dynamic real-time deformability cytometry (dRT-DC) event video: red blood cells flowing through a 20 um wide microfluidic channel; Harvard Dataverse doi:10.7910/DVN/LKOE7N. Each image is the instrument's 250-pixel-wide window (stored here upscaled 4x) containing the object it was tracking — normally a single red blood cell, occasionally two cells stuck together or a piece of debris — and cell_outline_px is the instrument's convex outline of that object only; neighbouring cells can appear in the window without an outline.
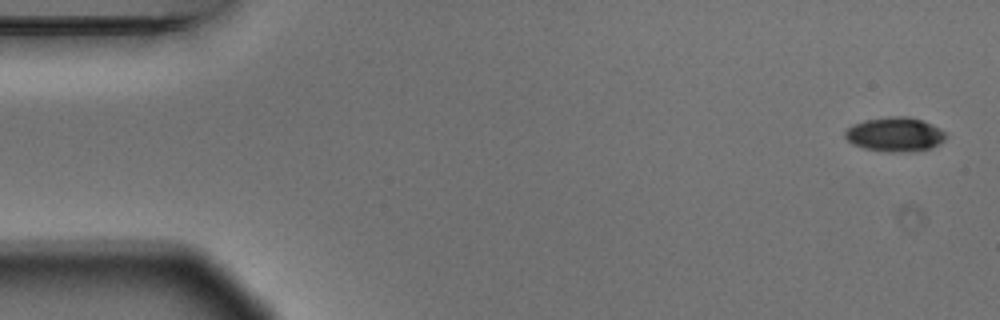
{"species": "Egyptian fruit bat (a non-hibernating species)", "species_latin": "Rousettus aegyptiacus", "temperature_condition": "warm", "stored_images_in_passage": 5, "camera_frame_rate_fps": 3000, "um_per_image_px": 0.085, "animal": {"sex": "male"}, "frame": {"image": 1, "passage_image": 1, "time_ms": 0.0, "image_size_px": [1000, 320], "cell_outline_px": [[948, 136], [944, 140], [928, 148], [912, 152], [888, 152], [864, 148], [852, 144], [844, 136], [844, 132], [852, 124], [864, 120], [888, 116], [908, 116], [932, 124], [940, 128]], "centroid_in_image_um": [76.04, 11.42], "position_along_channel_um": 9.0, "area_um2": 20.17}}
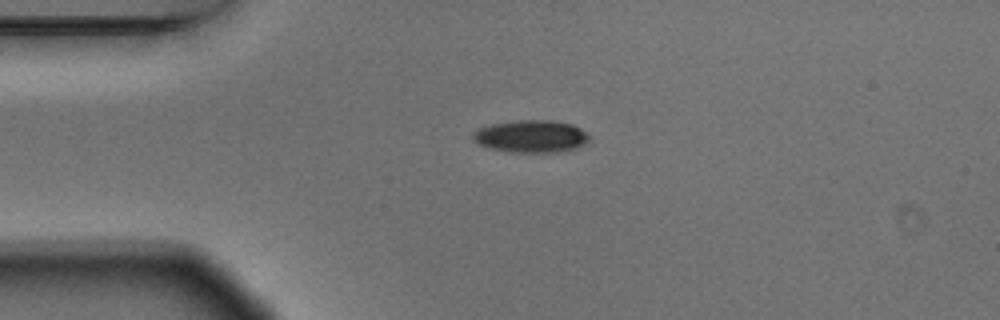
{"frame": {"image": 2, "passage_image": 4, "time_ms": 1.0, "image_size_px": [1000, 320], "cell_outline_px": [[588, 140], [584, 144], [576, 148], [564, 152], [512, 152], [492, 148], [480, 144], [472, 140], [472, 132], [480, 128], [492, 124], [516, 120], [552, 120], [572, 124], [588, 132]], "centroid_in_image_um": [45.17, 11.58], "position_along_channel_um": 39.8, "area_um2": 21.96}}
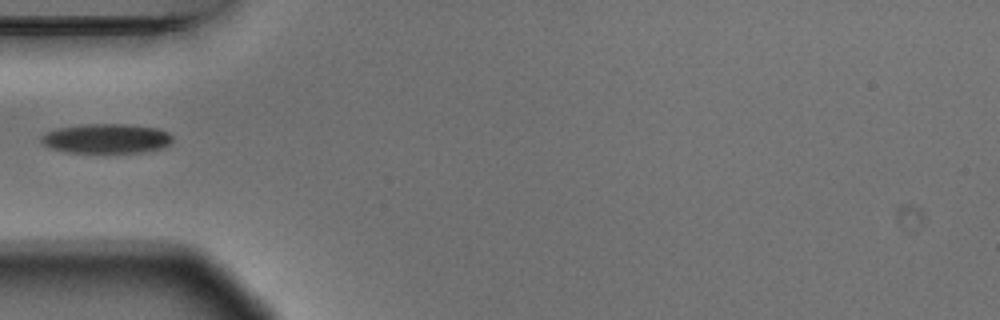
{"frame": {"image": 3, "passage_image": 5, "time_ms": 1.333, "image_size_px": [1000, 320], "cell_outline_px": [[172, 140], [164, 148], [140, 152], [64, 152], [48, 148], [40, 140], [40, 136], [48, 132], [60, 128], [88, 124], [124, 124], [156, 128], [168, 132], [172, 136]], "centroid_in_image_um": [9.04, 11.78], "position_along_channel_um": 76.0, "area_um2": 22.43}}